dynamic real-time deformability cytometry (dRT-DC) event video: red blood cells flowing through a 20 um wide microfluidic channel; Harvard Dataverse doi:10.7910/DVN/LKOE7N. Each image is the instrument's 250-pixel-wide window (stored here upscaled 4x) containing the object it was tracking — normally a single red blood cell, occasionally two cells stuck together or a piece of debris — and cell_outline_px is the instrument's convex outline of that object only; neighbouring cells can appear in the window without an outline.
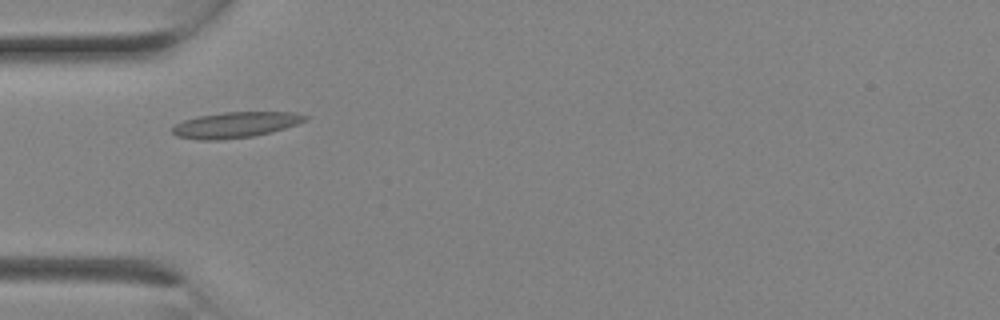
{"species": "Egyptian fruit bat (a non-hibernating species)", "species_latin": "Rousettus aegyptiacus", "temperature_condition": "room temperature", "stored_images_in_passage": 1, "camera_frame_rate_fps": 3000, "um_per_image_px": 0.085, "animal": {"sex": "female"}, "frame": {"image": 1, "passage_image": 1, "time_ms": 0.0, "image_size_px": [1000, 320], "cell_outline_px": [[308, 120], [272, 132], [256, 136], [220, 140], [200, 140], [176, 136], [172, 132], [172, 128], [176, 124], [184, 120], [196, 116], [224, 112], [296, 112], [308, 116]], "centroid_in_image_um": [20.02, 10.61], "position_along_channel_um": 65.0, "area_um2": 20.06}}